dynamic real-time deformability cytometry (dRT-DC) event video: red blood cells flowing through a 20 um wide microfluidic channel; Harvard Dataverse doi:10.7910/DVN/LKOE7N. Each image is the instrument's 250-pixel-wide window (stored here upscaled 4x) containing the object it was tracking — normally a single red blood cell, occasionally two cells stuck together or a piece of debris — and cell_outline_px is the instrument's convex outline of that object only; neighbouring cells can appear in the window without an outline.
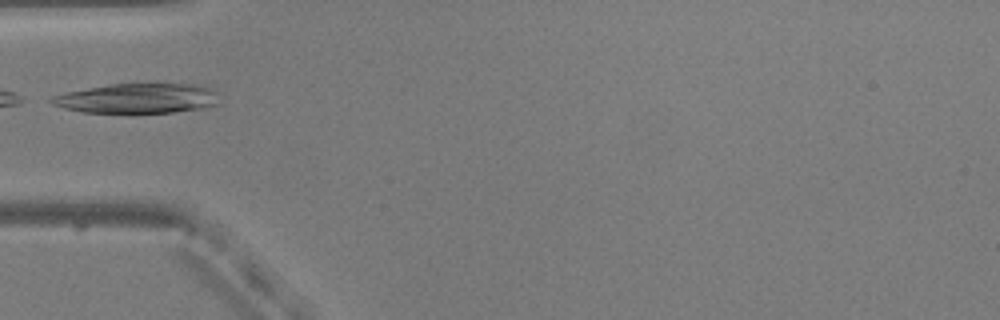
{"species": "common noctule bat (a hibernating species)", "species_latin": "Nyctalus noctula", "temperature_condition": "warm", "stored_images_in_passage": 15, "camera_frame_rate_fps": 3000, "um_per_image_px": 0.085, "animal": {"sex": "male", "body_mass_g": 20.5, "forearm_length_mm": 52.5}, "frame": {"image": 1, "passage_image": 1, "time_ms": 0.0, "image_size_px": [1000, 320], "cell_outline_px": [[220, 104], [204, 108], [176, 112], [132, 116], [128, 116], [84, 112], [64, 108], [52, 104], [44, 100], [52, 96], [64, 92], [108, 84], [204, 84], [216, 88]], "centroid_in_image_um": [11.71, 8.4], "position_along_channel_um": 73.3, "area_um2": 31.04}}
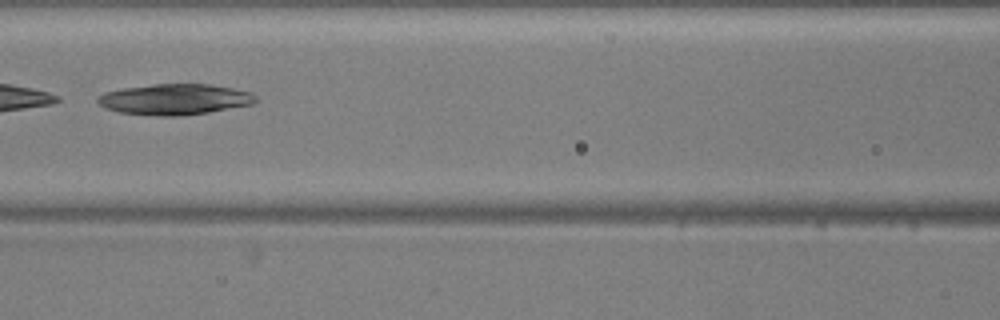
{"frame": {"image": 2, "passage_image": 7, "time_ms": 2.0, "image_size_px": [1000, 320], "cell_outline_px": [[260, 100], [252, 104], [208, 112], [180, 116], [156, 116], [120, 112], [108, 108], [100, 104], [96, 100], [104, 92], [124, 88], [152, 84], [212, 84], [252, 92]], "centroid_in_image_um": [14.9, 8.44], "position_along_channel_um": 151.7, "area_um2": 28.32}}
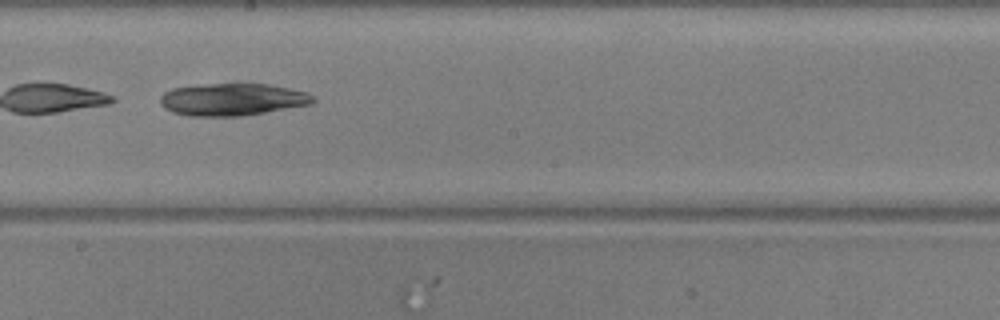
{"frame": {"image": 3, "passage_image": 13, "time_ms": 4.0, "image_size_px": [1000, 320], "cell_outline_px": [[316, 100], [308, 104], [264, 112], [240, 116], [188, 116], [172, 112], [164, 108], [160, 104], [160, 96], [164, 92], [172, 88], [208, 84], [268, 84], [288, 88], [304, 92], [312, 96]], "centroid_in_image_um": [19.67, 8.46], "position_along_channel_um": 228.5, "area_um2": 28.38}}